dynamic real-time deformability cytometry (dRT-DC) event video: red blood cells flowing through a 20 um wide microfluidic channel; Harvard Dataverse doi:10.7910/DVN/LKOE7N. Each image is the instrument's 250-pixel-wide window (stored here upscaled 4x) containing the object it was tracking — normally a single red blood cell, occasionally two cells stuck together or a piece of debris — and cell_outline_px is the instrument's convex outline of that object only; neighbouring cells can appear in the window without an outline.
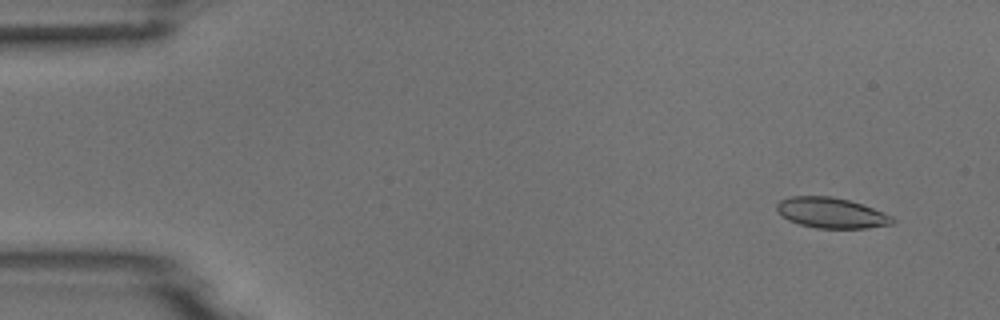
{"species": "common noctule bat (a hibernating species)", "species_latin": "Nyctalus noctula", "temperature_condition": "room temperature", "stored_images_in_passage": 5, "camera_frame_rate_fps": 3000, "um_per_image_px": 0.085, "animal": {"sex": "male", "body_mass_g": 18.8}, "frame": {"image": 1, "passage_image": 2, "time_ms": 1.0, "image_size_px": [1000, 320], "cell_outline_px": [[896, 220], [892, 224], [868, 228], [816, 228], [800, 224], [788, 220], [780, 216], [776, 208], [776, 204], [780, 200], [788, 196], [832, 196], [864, 204], [892, 216]], "centroid_in_image_um": [70.64, 18.09], "position_along_channel_um": 14.4, "area_um2": 20.75}}
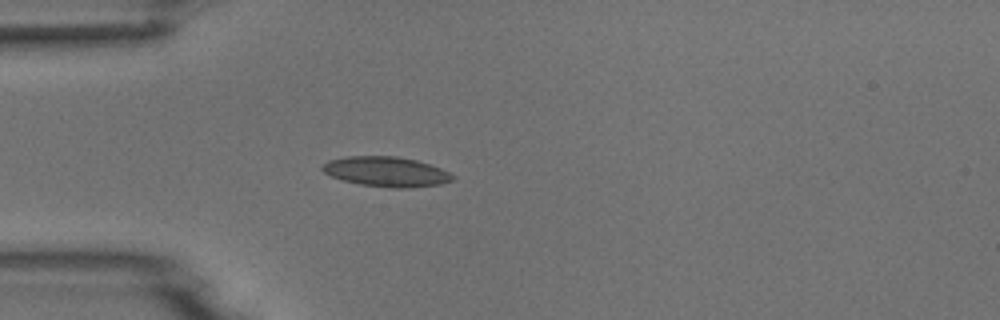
{"frame": {"image": 2, "passage_image": 5, "time_ms": 4.667, "image_size_px": [1000, 320], "cell_outline_px": [[456, 176], [452, 180], [440, 184], [408, 188], [392, 188], [360, 184], [344, 180], [332, 176], [324, 172], [320, 168], [328, 160], [348, 156], [396, 156], [416, 160], [440, 168]], "centroid_in_image_um": [32.83, 14.59], "position_along_channel_um": 52.2, "area_um2": 22.54}}